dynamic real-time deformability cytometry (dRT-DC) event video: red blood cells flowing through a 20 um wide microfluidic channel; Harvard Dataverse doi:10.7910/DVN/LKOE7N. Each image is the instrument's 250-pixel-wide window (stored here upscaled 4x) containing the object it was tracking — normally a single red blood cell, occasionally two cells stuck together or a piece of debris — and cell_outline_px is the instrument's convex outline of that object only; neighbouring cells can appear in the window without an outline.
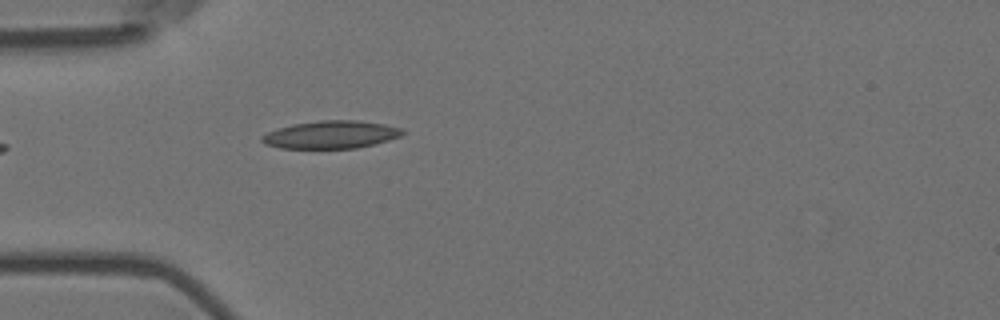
{"species": "Egyptian fruit bat (a non-hibernating species)", "species_latin": "Rousettus aegyptiacus", "temperature_condition": "room temperature", "stored_images_in_passage": 5, "camera_frame_rate_fps": 3000, "um_per_image_px": 0.085, "animal": {"sex": "female"}, "frame": {"image": 1, "passage_image": 5, "time_ms": 1.333, "image_size_px": [1000, 320], "cell_outline_px": [[404, 132], [400, 136], [388, 140], [356, 148], [280, 148], [264, 144], [260, 140], [260, 136], [268, 132], [292, 124], [320, 120], [356, 120], [384, 124], [400, 128]], "centroid_in_image_um": [28.09, 11.44], "position_along_channel_um": 56.9, "area_um2": 22.54}}